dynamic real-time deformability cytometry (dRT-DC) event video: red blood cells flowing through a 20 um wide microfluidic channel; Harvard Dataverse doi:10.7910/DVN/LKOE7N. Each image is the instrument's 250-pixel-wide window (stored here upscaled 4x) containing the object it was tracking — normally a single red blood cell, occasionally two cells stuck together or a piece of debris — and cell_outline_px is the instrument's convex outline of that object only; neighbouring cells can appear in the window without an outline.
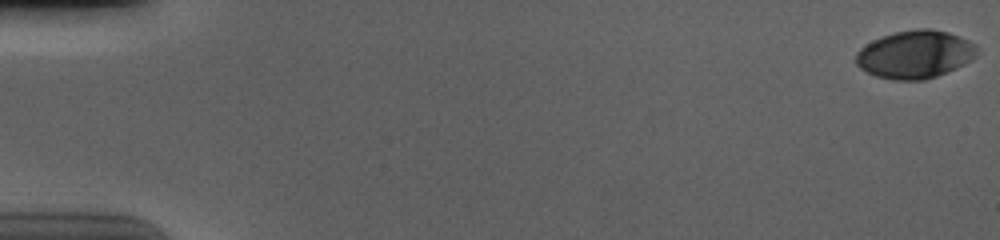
{"species": "human", "species_latin": "Homo sapiens", "temperature_condition": "cold", "stored_images_in_passage": 57, "camera_frame_rate_fps": 3000, "um_per_image_px": 0.085, "donor": {"sex": "male"}, "frame": {"image": 1, "passage_image": 1, "time_ms": 0.0, "image_size_px": [1000, 240], "cell_outline_px": [[980, 52], [972, 60], [956, 68], [936, 76], [924, 80], [892, 80], [876, 76], [860, 68], [856, 64], [856, 52], [864, 44], [880, 36], [896, 32], [916, 28], [928, 28], [948, 32], [960, 36], [976, 44]], "centroid_in_image_um": [77.79, 4.61], "position_along_channel_um": 7.2, "area_um2": 34.16}}
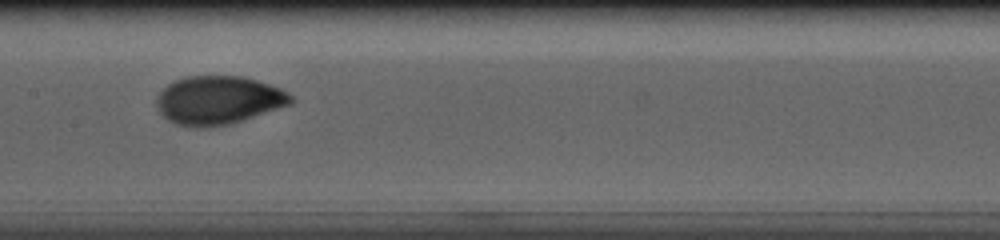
{"frame": {"image": 2, "passage_image": 30, "time_ms": 9.667, "image_size_px": [1000, 240], "cell_outline_px": [[296, 100], [292, 104], [228, 124], [204, 128], [192, 128], [176, 124], [168, 120], [160, 112], [156, 104], [156, 100], [160, 92], [168, 84], [176, 80], [188, 76], [244, 76], [280, 88], [288, 92]], "centroid_in_image_um": [18.57, 8.52], "position_along_channel_um": 188.8, "area_um2": 37.86}}
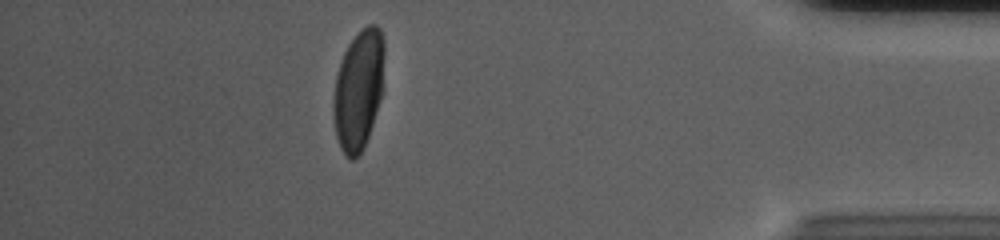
{"frame": {"image": 3, "passage_image": 51, "time_ms": 16.667, "image_size_px": [1000, 240], "cell_outline_px": [[384, 92], [364, 148], [352, 160], [344, 156], [340, 148], [336, 136], [332, 112], [332, 100], [336, 76], [344, 52], [348, 44], [368, 24], [376, 24], [380, 28], [384, 40]], "centroid_in_image_um": [30.49, 7.65], "position_along_channel_um": 404.7, "area_um2": 36.24}, "authors_computed_cell_mechanics": {"area_um2": 36.414, "velocity_mm_per_s": 3.6876, "shape_relaxation_time_tau1_ms": 4.5898, "shape_relaxation_time_tau2_ms": null, "deformation_change_tau1": 0.1969, "deformation_change_tau2": null}}